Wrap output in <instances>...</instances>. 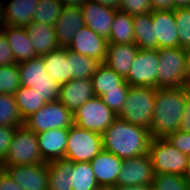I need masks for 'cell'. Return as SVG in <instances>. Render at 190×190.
Here are the masks:
<instances>
[{"mask_svg":"<svg viewBox=\"0 0 190 190\" xmlns=\"http://www.w3.org/2000/svg\"><path fill=\"white\" fill-rule=\"evenodd\" d=\"M41 57L48 75L59 85L70 81V50L68 48L60 47Z\"/></svg>","mask_w":190,"mask_h":190,"instance_id":"23","label":"cell"},{"mask_svg":"<svg viewBox=\"0 0 190 190\" xmlns=\"http://www.w3.org/2000/svg\"><path fill=\"white\" fill-rule=\"evenodd\" d=\"M5 4L6 0H0V31L6 26Z\"/></svg>","mask_w":190,"mask_h":190,"instance_id":"48","label":"cell"},{"mask_svg":"<svg viewBox=\"0 0 190 190\" xmlns=\"http://www.w3.org/2000/svg\"><path fill=\"white\" fill-rule=\"evenodd\" d=\"M178 27L179 47L190 48V7L174 9Z\"/></svg>","mask_w":190,"mask_h":190,"instance_id":"38","label":"cell"},{"mask_svg":"<svg viewBox=\"0 0 190 190\" xmlns=\"http://www.w3.org/2000/svg\"><path fill=\"white\" fill-rule=\"evenodd\" d=\"M23 190H48L47 162L35 165L0 166Z\"/></svg>","mask_w":190,"mask_h":190,"instance_id":"12","label":"cell"},{"mask_svg":"<svg viewBox=\"0 0 190 190\" xmlns=\"http://www.w3.org/2000/svg\"><path fill=\"white\" fill-rule=\"evenodd\" d=\"M187 88H188V91L190 92V76H189V79H188Z\"/></svg>","mask_w":190,"mask_h":190,"instance_id":"55","label":"cell"},{"mask_svg":"<svg viewBox=\"0 0 190 190\" xmlns=\"http://www.w3.org/2000/svg\"><path fill=\"white\" fill-rule=\"evenodd\" d=\"M74 124L73 113L59 100L46 103L24 120V126L34 133L69 128Z\"/></svg>","mask_w":190,"mask_h":190,"instance_id":"8","label":"cell"},{"mask_svg":"<svg viewBox=\"0 0 190 190\" xmlns=\"http://www.w3.org/2000/svg\"><path fill=\"white\" fill-rule=\"evenodd\" d=\"M157 88L185 87L188 84V54L183 47L158 49Z\"/></svg>","mask_w":190,"mask_h":190,"instance_id":"3","label":"cell"},{"mask_svg":"<svg viewBox=\"0 0 190 190\" xmlns=\"http://www.w3.org/2000/svg\"><path fill=\"white\" fill-rule=\"evenodd\" d=\"M187 54H188V74L190 76V49H187Z\"/></svg>","mask_w":190,"mask_h":190,"instance_id":"54","label":"cell"},{"mask_svg":"<svg viewBox=\"0 0 190 190\" xmlns=\"http://www.w3.org/2000/svg\"><path fill=\"white\" fill-rule=\"evenodd\" d=\"M16 64L5 34L0 31V66Z\"/></svg>","mask_w":190,"mask_h":190,"instance_id":"43","label":"cell"},{"mask_svg":"<svg viewBox=\"0 0 190 190\" xmlns=\"http://www.w3.org/2000/svg\"><path fill=\"white\" fill-rule=\"evenodd\" d=\"M135 44L139 49H157L151 12L133 16Z\"/></svg>","mask_w":190,"mask_h":190,"instance_id":"27","label":"cell"},{"mask_svg":"<svg viewBox=\"0 0 190 190\" xmlns=\"http://www.w3.org/2000/svg\"><path fill=\"white\" fill-rule=\"evenodd\" d=\"M152 11L174 10L173 0H151Z\"/></svg>","mask_w":190,"mask_h":190,"instance_id":"46","label":"cell"},{"mask_svg":"<svg viewBox=\"0 0 190 190\" xmlns=\"http://www.w3.org/2000/svg\"><path fill=\"white\" fill-rule=\"evenodd\" d=\"M101 63L87 55L70 50V80L91 79Z\"/></svg>","mask_w":190,"mask_h":190,"instance_id":"32","label":"cell"},{"mask_svg":"<svg viewBox=\"0 0 190 190\" xmlns=\"http://www.w3.org/2000/svg\"><path fill=\"white\" fill-rule=\"evenodd\" d=\"M43 162L36 133L22 126L16 129L8 153L0 166L35 165Z\"/></svg>","mask_w":190,"mask_h":190,"instance_id":"6","label":"cell"},{"mask_svg":"<svg viewBox=\"0 0 190 190\" xmlns=\"http://www.w3.org/2000/svg\"><path fill=\"white\" fill-rule=\"evenodd\" d=\"M188 190H190V182H188Z\"/></svg>","mask_w":190,"mask_h":190,"instance_id":"56","label":"cell"},{"mask_svg":"<svg viewBox=\"0 0 190 190\" xmlns=\"http://www.w3.org/2000/svg\"><path fill=\"white\" fill-rule=\"evenodd\" d=\"M20 86L17 64L0 66V94L14 95Z\"/></svg>","mask_w":190,"mask_h":190,"instance_id":"35","label":"cell"},{"mask_svg":"<svg viewBox=\"0 0 190 190\" xmlns=\"http://www.w3.org/2000/svg\"><path fill=\"white\" fill-rule=\"evenodd\" d=\"M91 79L94 94L99 97L107 92V90L119 89V86L125 81L121 75L117 74L105 63H101L98 66Z\"/></svg>","mask_w":190,"mask_h":190,"instance_id":"28","label":"cell"},{"mask_svg":"<svg viewBox=\"0 0 190 190\" xmlns=\"http://www.w3.org/2000/svg\"><path fill=\"white\" fill-rule=\"evenodd\" d=\"M24 28L38 56L48 54L60 48L57 43L54 26H48L41 22H32Z\"/></svg>","mask_w":190,"mask_h":190,"instance_id":"22","label":"cell"},{"mask_svg":"<svg viewBox=\"0 0 190 190\" xmlns=\"http://www.w3.org/2000/svg\"><path fill=\"white\" fill-rule=\"evenodd\" d=\"M184 177L186 178V180L188 182H190V157H189V163H188L187 171H186Z\"/></svg>","mask_w":190,"mask_h":190,"instance_id":"52","label":"cell"},{"mask_svg":"<svg viewBox=\"0 0 190 190\" xmlns=\"http://www.w3.org/2000/svg\"><path fill=\"white\" fill-rule=\"evenodd\" d=\"M153 190H188V181L176 174H155Z\"/></svg>","mask_w":190,"mask_h":190,"instance_id":"37","label":"cell"},{"mask_svg":"<svg viewBox=\"0 0 190 190\" xmlns=\"http://www.w3.org/2000/svg\"><path fill=\"white\" fill-rule=\"evenodd\" d=\"M158 49H139L125 81L130 86L157 88Z\"/></svg>","mask_w":190,"mask_h":190,"instance_id":"10","label":"cell"},{"mask_svg":"<svg viewBox=\"0 0 190 190\" xmlns=\"http://www.w3.org/2000/svg\"><path fill=\"white\" fill-rule=\"evenodd\" d=\"M107 46L108 40L106 38L98 35L87 26H83L75 34L68 49L104 63L107 56Z\"/></svg>","mask_w":190,"mask_h":190,"instance_id":"13","label":"cell"},{"mask_svg":"<svg viewBox=\"0 0 190 190\" xmlns=\"http://www.w3.org/2000/svg\"><path fill=\"white\" fill-rule=\"evenodd\" d=\"M98 190H116V186H101Z\"/></svg>","mask_w":190,"mask_h":190,"instance_id":"53","label":"cell"},{"mask_svg":"<svg viewBox=\"0 0 190 190\" xmlns=\"http://www.w3.org/2000/svg\"><path fill=\"white\" fill-rule=\"evenodd\" d=\"M0 126L14 128L24 126L14 95L0 94Z\"/></svg>","mask_w":190,"mask_h":190,"instance_id":"33","label":"cell"},{"mask_svg":"<svg viewBox=\"0 0 190 190\" xmlns=\"http://www.w3.org/2000/svg\"><path fill=\"white\" fill-rule=\"evenodd\" d=\"M119 10L132 16L150 13L151 0H121Z\"/></svg>","mask_w":190,"mask_h":190,"instance_id":"40","label":"cell"},{"mask_svg":"<svg viewBox=\"0 0 190 190\" xmlns=\"http://www.w3.org/2000/svg\"><path fill=\"white\" fill-rule=\"evenodd\" d=\"M187 86L176 88H156L153 119L150 126L151 138H166L180 129L184 111Z\"/></svg>","mask_w":190,"mask_h":190,"instance_id":"2","label":"cell"},{"mask_svg":"<svg viewBox=\"0 0 190 190\" xmlns=\"http://www.w3.org/2000/svg\"><path fill=\"white\" fill-rule=\"evenodd\" d=\"M99 186H116L123 159L102 150L90 161Z\"/></svg>","mask_w":190,"mask_h":190,"instance_id":"19","label":"cell"},{"mask_svg":"<svg viewBox=\"0 0 190 190\" xmlns=\"http://www.w3.org/2000/svg\"><path fill=\"white\" fill-rule=\"evenodd\" d=\"M139 47L135 43H108L105 64L124 79L127 77Z\"/></svg>","mask_w":190,"mask_h":190,"instance_id":"20","label":"cell"},{"mask_svg":"<svg viewBox=\"0 0 190 190\" xmlns=\"http://www.w3.org/2000/svg\"><path fill=\"white\" fill-rule=\"evenodd\" d=\"M148 154L155 174L185 175L189 156L180 152L166 138H151Z\"/></svg>","mask_w":190,"mask_h":190,"instance_id":"5","label":"cell"},{"mask_svg":"<svg viewBox=\"0 0 190 190\" xmlns=\"http://www.w3.org/2000/svg\"><path fill=\"white\" fill-rule=\"evenodd\" d=\"M117 117L99 96H94L73 112L74 125L99 134H102Z\"/></svg>","mask_w":190,"mask_h":190,"instance_id":"9","label":"cell"},{"mask_svg":"<svg viewBox=\"0 0 190 190\" xmlns=\"http://www.w3.org/2000/svg\"><path fill=\"white\" fill-rule=\"evenodd\" d=\"M0 190H23L9 175L0 167Z\"/></svg>","mask_w":190,"mask_h":190,"instance_id":"45","label":"cell"},{"mask_svg":"<svg viewBox=\"0 0 190 190\" xmlns=\"http://www.w3.org/2000/svg\"><path fill=\"white\" fill-rule=\"evenodd\" d=\"M38 0H6V26L25 27L33 22Z\"/></svg>","mask_w":190,"mask_h":190,"instance_id":"24","label":"cell"},{"mask_svg":"<svg viewBox=\"0 0 190 190\" xmlns=\"http://www.w3.org/2000/svg\"><path fill=\"white\" fill-rule=\"evenodd\" d=\"M179 130L190 133V92L185 95L184 111Z\"/></svg>","mask_w":190,"mask_h":190,"instance_id":"44","label":"cell"},{"mask_svg":"<svg viewBox=\"0 0 190 190\" xmlns=\"http://www.w3.org/2000/svg\"><path fill=\"white\" fill-rule=\"evenodd\" d=\"M18 111L23 120L40 110L46 102L32 88L20 86L14 94Z\"/></svg>","mask_w":190,"mask_h":190,"instance_id":"30","label":"cell"},{"mask_svg":"<svg viewBox=\"0 0 190 190\" xmlns=\"http://www.w3.org/2000/svg\"><path fill=\"white\" fill-rule=\"evenodd\" d=\"M46 103L59 100L60 85L53 79H39L31 87Z\"/></svg>","mask_w":190,"mask_h":190,"instance_id":"39","label":"cell"},{"mask_svg":"<svg viewBox=\"0 0 190 190\" xmlns=\"http://www.w3.org/2000/svg\"><path fill=\"white\" fill-rule=\"evenodd\" d=\"M154 39H157V49L179 47L178 27L174 10L152 11Z\"/></svg>","mask_w":190,"mask_h":190,"instance_id":"16","label":"cell"},{"mask_svg":"<svg viewBox=\"0 0 190 190\" xmlns=\"http://www.w3.org/2000/svg\"><path fill=\"white\" fill-rule=\"evenodd\" d=\"M116 190H153L152 186H142V185H135V186H122L116 187Z\"/></svg>","mask_w":190,"mask_h":190,"instance_id":"49","label":"cell"},{"mask_svg":"<svg viewBox=\"0 0 190 190\" xmlns=\"http://www.w3.org/2000/svg\"><path fill=\"white\" fill-rule=\"evenodd\" d=\"M180 152L190 157V133L177 130L166 137Z\"/></svg>","mask_w":190,"mask_h":190,"instance_id":"41","label":"cell"},{"mask_svg":"<svg viewBox=\"0 0 190 190\" xmlns=\"http://www.w3.org/2000/svg\"><path fill=\"white\" fill-rule=\"evenodd\" d=\"M102 150V134L74 124L69 127L65 159L72 162H90Z\"/></svg>","mask_w":190,"mask_h":190,"instance_id":"7","label":"cell"},{"mask_svg":"<svg viewBox=\"0 0 190 190\" xmlns=\"http://www.w3.org/2000/svg\"><path fill=\"white\" fill-rule=\"evenodd\" d=\"M155 173L149 154L124 159L120 169L116 187L153 186Z\"/></svg>","mask_w":190,"mask_h":190,"instance_id":"11","label":"cell"},{"mask_svg":"<svg viewBox=\"0 0 190 190\" xmlns=\"http://www.w3.org/2000/svg\"><path fill=\"white\" fill-rule=\"evenodd\" d=\"M64 4L60 0H38V6L33 15V22H41L54 26L61 15Z\"/></svg>","mask_w":190,"mask_h":190,"instance_id":"34","label":"cell"},{"mask_svg":"<svg viewBox=\"0 0 190 190\" xmlns=\"http://www.w3.org/2000/svg\"><path fill=\"white\" fill-rule=\"evenodd\" d=\"M150 140L148 129L119 117L102 133L103 150L123 160L148 154Z\"/></svg>","mask_w":190,"mask_h":190,"instance_id":"1","label":"cell"},{"mask_svg":"<svg viewBox=\"0 0 190 190\" xmlns=\"http://www.w3.org/2000/svg\"><path fill=\"white\" fill-rule=\"evenodd\" d=\"M69 128L51 129L37 133L39 151L44 162L65 159Z\"/></svg>","mask_w":190,"mask_h":190,"instance_id":"18","label":"cell"},{"mask_svg":"<svg viewBox=\"0 0 190 190\" xmlns=\"http://www.w3.org/2000/svg\"><path fill=\"white\" fill-rule=\"evenodd\" d=\"M129 88L130 85L124 81L119 86V89L107 90V92L100 96L104 104L110 108L117 116L123 109Z\"/></svg>","mask_w":190,"mask_h":190,"instance_id":"36","label":"cell"},{"mask_svg":"<svg viewBox=\"0 0 190 190\" xmlns=\"http://www.w3.org/2000/svg\"><path fill=\"white\" fill-rule=\"evenodd\" d=\"M21 86L31 88L39 79H53L44 67V61L38 56L17 64Z\"/></svg>","mask_w":190,"mask_h":190,"instance_id":"29","label":"cell"},{"mask_svg":"<svg viewBox=\"0 0 190 190\" xmlns=\"http://www.w3.org/2000/svg\"><path fill=\"white\" fill-rule=\"evenodd\" d=\"M80 8L85 26L108 40L117 10L92 0H87Z\"/></svg>","mask_w":190,"mask_h":190,"instance_id":"14","label":"cell"},{"mask_svg":"<svg viewBox=\"0 0 190 190\" xmlns=\"http://www.w3.org/2000/svg\"><path fill=\"white\" fill-rule=\"evenodd\" d=\"M72 190H98L100 188L90 162H73Z\"/></svg>","mask_w":190,"mask_h":190,"instance_id":"31","label":"cell"},{"mask_svg":"<svg viewBox=\"0 0 190 190\" xmlns=\"http://www.w3.org/2000/svg\"><path fill=\"white\" fill-rule=\"evenodd\" d=\"M108 43H135L133 16L117 10L111 26Z\"/></svg>","mask_w":190,"mask_h":190,"instance_id":"26","label":"cell"},{"mask_svg":"<svg viewBox=\"0 0 190 190\" xmlns=\"http://www.w3.org/2000/svg\"><path fill=\"white\" fill-rule=\"evenodd\" d=\"M95 1L101 5L113 8L115 10H119L121 5V0H92Z\"/></svg>","mask_w":190,"mask_h":190,"instance_id":"47","label":"cell"},{"mask_svg":"<svg viewBox=\"0 0 190 190\" xmlns=\"http://www.w3.org/2000/svg\"><path fill=\"white\" fill-rule=\"evenodd\" d=\"M85 26L80 6L64 5L61 15L54 24L59 47L68 48L77 31Z\"/></svg>","mask_w":190,"mask_h":190,"instance_id":"15","label":"cell"},{"mask_svg":"<svg viewBox=\"0 0 190 190\" xmlns=\"http://www.w3.org/2000/svg\"><path fill=\"white\" fill-rule=\"evenodd\" d=\"M1 31L7 38L16 64L38 57L24 27L7 25Z\"/></svg>","mask_w":190,"mask_h":190,"instance_id":"21","label":"cell"},{"mask_svg":"<svg viewBox=\"0 0 190 190\" xmlns=\"http://www.w3.org/2000/svg\"><path fill=\"white\" fill-rule=\"evenodd\" d=\"M17 128L0 126V162L6 157Z\"/></svg>","mask_w":190,"mask_h":190,"instance_id":"42","label":"cell"},{"mask_svg":"<svg viewBox=\"0 0 190 190\" xmlns=\"http://www.w3.org/2000/svg\"><path fill=\"white\" fill-rule=\"evenodd\" d=\"M95 96L92 79H75L60 85L59 101L72 113Z\"/></svg>","mask_w":190,"mask_h":190,"instance_id":"17","label":"cell"},{"mask_svg":"<svg viewBox=\"0 0 190 190\" xmlns=\"http://www.w3.org/2000/svg\"><path fill=\"white\" fill-rule=\"evenodd\" d=\"M156 100V88L130 86L119 118L150 130Z\"/></svg>","mask_w":190,"mask_h":190,"instance_id":"4","label":"cell"},{"mask_svg":"<svg viewBox=\"0 0 190 190\" xmlns=\"http://www.w3.org/2000/svg\"><path fill=\"white\" fill-rule=\"evenodd\" d=\"M64 5L69 6H81L83 5L87 0H60Z\"/></svg>","mask_w":190,"mask_h":190,"instance_id":"51","label":"cell"},{"mask_svg":"<svg viewBox=\"0 0 190 190\" xmlns=\"http://www.w3.org/2000/svg\"><path fill=\"white\" fill-rule=\"evenodd\" d=\"M49 187L48 190H72L71 176L73 162L57 159L47 162Z\"/></svg>","mask_w":190,"mask_h":190,"instance_id":"25","label":"cell"},{"mask_svg":"<svg viewBox=\"0 0 190 190\" xmlns=\"http://www.w3.org/2000/svg\"><path fill=\"white\" fill-rule=\"evenodd\" d=\"M174 9L190 7V0H173Z\"/></svg>","mask_w":190,"mask_h":190,"instance_id":"50","label":"cell"}]
</instances>
